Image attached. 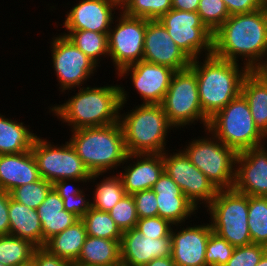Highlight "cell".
I'll use <instances>...</instances> for the list:
<instances>
[{
    "mask_svg": "<svg viewBox=\"0 0 267 266\" xmlns=\"http://www.w3.org/2000/svg\"><path fill=\"white\" fill-rule=\"evenodd\" d=\"M213 55L254 71L267 58V8L230 15L213 33Z\"/></svg>",
    "mask_w": 267,
    "mask_h": 266,
    "instance_id": "6da1fadb",
    "label": "cell"
},
{
    "mask_svg": "<svg viewBox=\"0 0 267 266\" xmlns=\"http://www.w3.org/2000/svg\"><path fill=\"white\" fill-rule=\"evenodd\" d=\"M120 85L80 87L75 95L63 104L49 109L54 116L67 123L72 130L102 127L119 122L123 107L127 104V93Z\"/></svg>",
    "mask_w": 267,
    "mask_h": 266,
    "instance_id": "7a4b0ae2",
    "label": "cell"
},
{
    "mask_svg": "<svg viewBox=\"0 0 267 266\" xmlns=\"http://www.w3.org/2000/svg\"><path fill=\"white\" fill-rule=\"evenodd\" d=\"M204 58L203 62L199 58L193 59L190 67L196 73L202 111L211 118L241 94L243 80L250 70L238 62L214 55Z\"/></svg>",
    "mask_w": 267,
    "mask_h": 266,
    "instance_id": "3957f363",
    "label": "cell"
},
{
    "mask_svg": "<svg viewBox=\"0 0 267 266\" xmlns=\"http://www.w3.org/2000/svg\"><path fill=\"white\" fill-rule=\"evenodd\" d=\"M71 132L69 143L91 174H105L124 166L128 153L120 122Z\"/></svg>",
    "mask_w": 267,
    "mask_h": 266,
    "instance_id": "277c9868",
    "label": "cell"
},
{
    "mask_svg": "<svg viewBox=\"0 0 267 266\" xmlns=\"http://www.w3.org/2000/svg\"><path fill=\"white\" fill-rule=\"evenodd\" d=\"M128 154H158L166 151L167 133L174 128L161 104H138L119 116Z\"/></svg>",
    "mask_w": 267,
    "mask_h": 266,
    "instance_id": "5b68a950",
    "label": "cell"
},
{
    "mask_svg": "<svg viewBox=\"0 0 267 266\" xmlns=\"http://www.w3.org/2000/svg\"><path fill=\"white\" fill-rule=\"evenodd\" d=\"M207 130L237 153L267 143L256 128L249 104L242 94L209 118Z\"/></svg>",
    "mask_w": 267,
    "mask_h": 266,
    "instance_id": "8992f818",
    "label": "cell"
},
{
    "mask_svg": "<svg viewBox=\"0 0 267 266\" xmlns=\"http://www.w3.org/2000/svg\"><path fill=\"white\" fill-rule=\"evenodd\" d=\"M207 135L191 139L186 148L181 149L194 164L218 189H231L235 182L237 152L223 144L210 131ZM211 136V137H210Z\"/></svg>",
    "mask_w": 267,
    "mask_h": 266,
    "instance_id": "52a82bcc",
    "label": "cell"
},
{
    "mask_svg": "<svg viewBox=\"0 0 267 266\" xmlns=\"http://www.w3.org/2000/svg\"><path fill=\"white\" fill-rule=\"evenodd\" d=\"M212 231L233 247L252 243L248 228V195L234 188L219 190L206 207Z\"/></svg>",
    "mask_w": 267,
    "mask_h": 266,
    "instance_id": "ba28073f",
    "label": "cell"
},
{
    "mask_svg": "<svg viewBox=\"0 0 267 266\" xmlns=\"http://www.w3.org/2000/svg\"><path fill=\"white\" fill-rule=\"evenodd\" d=\"M161 105L175 130L195 121L207 129L209 118L202 111L196 73L191 67L175 71Z\"/></svg>",
    "mask_w": 267,
    "mask_h": 266,
    "instance_id": "9c48e42d",
    "label": "cell"
},
{
    "mask_svg": "<svg viewBox=\"0 0 267 266\" xmlns=\"http://www.w3.org/2000/svg\"><path fill=\"white\" fill-rule=\"evenodd\" d=\"M37 136L31 152L36 160L40 177L51 184L62 179H79L95 182L104 174H91L69 141L61 146Z\"/></svg>",
    "mask_w": 267,
    "mask_h": 266,
    "instance_id": "30bf717a",
    "label": "cell"
},
{
    "mask_svg": "<svg viewBox=\"0 0 267 266\" xmlns=\"http://www.w3.org/2000/svg\"><path fill=\"white\" fill-rule=\"evenodd\" d=\"M114 19L108 33L109 57L116 74L123 68L143 60L147 19L129 16L123 11ZM117 23V24H116Z\"/></svg>",
    "mask_w": 267,
    "mask_h": 266,
    "instance_id": "8fae6325",
    "label": "cell"
},
{
    "mask_svg": "<svg viewBox=\"0 0 267 266\" xmlns=\"http://www.w3.org/2000/svg\"><path fill=\"white\" fill-rule=\"evenodd\" d=\"M159 21L191 60L213 55V33L202 23L197 12L171 9Z\"/></svg>",
    "mask_w": 267,
    "mask_h": 266,
    "instance_id": "7c38bea8",
    "label": "cell"
},
{
    "mask_svg": "<svg viewBox=\"0 0 267 266\" xmlns=\"http://www.w3.org/2000/svg\"><path fill=\"white\" fill-rule=\"evenodd\" d=\"M56 36L50 41L52 68L57 75L60 92L64 93L87 83L98 66L65 35Z\"/></svg>",
    "mask_w": 267,
    "mask_h": 266,
    "instance_id": "4fadbf2b",
    "label": "cell"
},
{
    "mask_svg": "<svg viewBox=\"0 0 267 266\" xmlns=\"http://www.w3.org/2000/svg\"><path fill=\"white\" fill-rule=\"evenodd\" d=\"M167 151L170 152L169 150L163 152L164 171L197 209H200L203 203L204 207H207L219 190L202 171L190 162L182 150H176L177 152L173 154Z\"/></svg>",
    "mask_w": 267,
    "mask_h": 266,
    "instance_id": "5bb4252c",
    "label": "cell"
},
{
    "mask_svg": "<svg viewBox=\"0 0 267 266\" xmlns=\"http://www.w3.org/2000/svg\"><path fill=\"white\" fill-rule=\"evenodd\" d=\"M175 70L165 65L139 61L123 68L117 75L129 76L142 104H161L170 86Z\"/></svg>",
    "mask_w": 267,
    "mask_h": 266,
    "instance_id": "9a60e30c",
    "label": "cell"
},
{
    "mask_svg": "<svg viewBox=\"0 0 267 266\" xmlns=\"http://www.w3.org/2000/svg\"><path fill=\"white\" fill-rule=\"evenodd\" d=\"M143 61L165 65L179 71L190 67L192 60L172 40L159 20L147 19Z\"/></svg>",
    "mask_w": 267,
    "mask_h": 266,
    "instance_id": "2e32d148",
    "label": "cell"
},
{
    "mask_svg": "<svg viewBox=\"0 0 267 266\" xmlns=\"http://www.w3.org/2000/svg\"><path fill=\"white\" fill-rule=\"evenodd\" d=\"M266 144L238 152L233 188L248 196L267 197Z\"/></svg>",
    "mask_w": 267,
    "mask_h": 266,
    "instance_id": "e0dca14e",
    "label": "cell"
},
{
    "mask_svg": "<svg viewBox=\"0 0 267 266\" xmlns=\"http://www.w3.org/2000/svg\"><path fill=\"white\" fill-rule=\"evenodd\" d=\"M176 224L171 230V258L176 266H208L205 261L208 239L212 231L209 223L182 228ZM180 228H178V227ZM179 229V231H178Z\"/></svg>",
    "mask_w": 267,
    "mask_h": 266,
    "instance_id": "ac0fdd59",
    "label": "cell"
},
{
    "mask_svg": "<svg viewBox=\"0 0 267 266\" xmlns=\"http://www.w3.org/2000/svg\"><path fill=\"white\" fill-rule=\"evenodd\" d=\"M115 10L121 7L113 0H80L66 14L63 28L108 34L114 25Z\"/></svg>",
    "mask_w": 267,
    "mask_h": 266,
    "instance_id": "d6986e66",
    "label": "cell"
},
{
    "mask_svg": "<svg viewBox=\"0 0 267 266\" xmlns=\"http://www.w3.org/2000/svg\"><path fill=\"white\" fill-rule=\"evenodd\" d=\"M120 250L122 266H143L155 258L171 257V234L152 239L132 228L123 232Z\"/></svg>",
    "mask_w": 267,
    "mask_h": 266,
    "instance_id": "ffe728a7",
    "label": "cell"
},
{
    "mask_svg": "<svg viewBox=\"0 0 267 266\" xmlns=\"http://www.w3.org/2000/svg\"><path fill=\"white\" fill-rule=\"evenodd\" d=\"M139 158V159H138ZM134 161L132 162L131 160ZM122 166V172L118 171L126 194L150 190L164 172L163 153L158 154H128L127 162ZM136 161V162H135ZM134 163V164H133Z\"/></svg>",
    "mask_w": 267,
    "mask_h": 266,
    "instance_id": "44dd1931",
    "label": "cell"
},
{
    "mask_svg": "<svg viewBox=\"0 0 267 266\" xmlns=\"http://www.w3.org/2000/svg\"><path fill=\"white\" fill-rule=\"evenodd\" d=\"M152 190L156 193L158 216L173 225L183 224L198 211L195 205L183 194L181 188L164 171ZM189 217V218H188Z\"/></svg>",
    "mask_w": 267,
    "mask_h": 266,
    "instance_id": "7402d4cb",
    "label": "cell"
},
{
    "mask_svg": "<svg viewBox=\"0 0 267 266\" xmlns=\"http://www.w3.org/2000/svg\"><path fill=\"white\" fill-rule=\"evenodd\" d=\"M36 160L31 150L0 155V189L11 192L13 189L40 179Z\"/></svg>",
    "mask_w": 267,
    "mask_h": 266,
    "instance_id": "603a6c76",
    "label": "cell"
},
{
    "mask_svg": "<svg viewBox=\"0 0 267 266\" xmlns=\"http://www.w3.org/2000/svg\"><path fill=\"white\" fill-rule=\"evenodd\" d=\"M36 210L42 227L43 246L48 239L79 220L76 215L65 210L63 200L54 188Z\"/></svg>",
    "mask_w": 267,
    "mask_h": 266,
    "instance_id": "cb8c5ba5",
    "label": "cell"
},
{
    "mask_svg": "<svg viewBox=\"0 0 267 266\" xmlns=\"http://www.w3.org/2000/svg\"><path fill=\"white\" fill-rule=\"evenodd\" d=\"M9 235L30 241L36 247H43V233L36 209L9 199Z\"/></svg>",
    "mask_w": 267,
    "mask_h": 266,
    "instance_id": "d4e9b609",
    "label": "cell"
},
{
    "mask_svg": "<svg viewBox=\"0 0 267 266\" xmlns=\"http://www.w3.org/2000/svg\"><path fill=\"white\" fill-rule=\"evenodd\" d=\"M120 242L105 238L87 236L78 260L81 266H122Z\"/></svg>",
    "mask_w": 267,
    "mask_h": 266,
    "instance_id": "484cf974",
    "label": "cell"
},
{
    "mask_svg": "<svg viewBox=\"0 0 267 266\" xmlns=\"http://www.w3.org/2000/svg\"><path fill=\"white\" fill-rule=\"evenodd\" d=\"M241 94L249 104L256 128L267 139V83L255 71H249Z\"/></svg>",
    "mask_w": 267,
    "mask_h": 266,
    "instance_id": "4316f807",
    "label": "cell"
},
{
    "mask_svg": "<svg viewBox=\"0 0 267 266\" xmlns=\"http://www.w3.org/2000/svg\"><path fill=\"white\" fill-rule=\"evenodd\" d=\"M87 236L85 225L79 219L61 233L48 239L43 247L50 253L75 263L78 260Z\"/></svg>",
    "mask_w": 267,
    "mask_h": 266,
    "instance_id": "83f0119b",
    "label": "cell"
},
{
    "mask_svg": "<svg viewBox=\"0 0 267 266\" xmlns=\"http://www.w3.org/2000/svg\"><path fill=\"white\" fill-rule=\"evenodd\" d=\"M7 118L0 113V155L23 153L31 150L37 135L29 125Z\"/></svg>",
    "mask_w": 267,
    "mask_h": 266,
    "instance_id": "f1b7e54d",
    "label": "cell"
},
{
    "mask_svg": "<svg viewBox=\"0 0 267 266\" xmlns=\"http://www.w3.org/2000/svg\"><path fill=\"white\" fill-rule=\"evenodd\" d=\"M62 34L71 40L98 67L100 66L98 64L101 62L102 55L107 58L109 57L108 34L106 33L90 30H67V33L64 32Z\"/></svg>",
    "mask_w": 267,
    "mask_h": 266,
    "instance_id": "f546056e",
    "label": "cell"
},
{
    "mask_svg": "<svg viewBox=\"0 0 267 266\" xmlns=\"http://www.w3.org/2000/svg\"><path fill=\"white\" fill-rule=\"evenodd\" d=\"M36 246L30 241L12 236H0V263L5 266H18L33 258Z\"/></svg>",
    "mask_w": 267,
    "mask_h": 266,
    "instance_id": "4dcf8cb0",
    "label": "cell"
},
{
    "mask_svg": "<svg viewBox=\"0 0 267 266\" xmlns=\"http://www.w3.org/2000/svg\"><path fill=\"white\" fill-rule=\"evenodd\" d=\"M95 187L91 207L99 211L109 212L126 194L118 175L103 178Z\"/></svg>",
    "mask_w": 267,
    "mask_h": 266,
    "instance_id": "1f68e13d",
    "label": "cell"
},
{
    "mask_svg": "<svg viewBox=\"0 0 267 266\" xmlns=\"http://www.w3.org/2000/svg\"><path fill=\"white\" fill-rule=\"evenodd\" d=\"M88 236L121 241L123 232L111 218L109 212L90 208L81 218Z\"/></svg>",
    "mask_w": 267,
    "mask_h": 266,
    "instance_id": "d6a6232c",
    "label": "cell"
},
{
    "mask_svg": "<svg viewBox=\"0 0 267 266\" xmlns=\"http://www.w3.org/2000/svg\"><path fill=\"white\" fill-rule=\"evenodd\" d=\"M247 223L252 243L267 247V197L248 196Z\"/></svg>",
    "mask_w": 267,
    "mask_h": 266,
    "instance_id": "836d02e7",
    "label": "cell"
},
{
    "mask_svg": "<svg viewBox=\"0 0 267 266\" xmlns=\"http://www.w3.org/2000/svg\"><path fill=\"white\" fill-rule=\"evenodd\" d=\"M172 9V0H127L121 11L129 16L159 20Z\"/></svg>",
    "mask_w": 267,
    "mask_h": 266,
    "instance_id": "e575fe53",
    "label": "cell"
},
{
    "mask_svg": "<svg viewBox=\"0 0 267 266\" xmlns=\"http://www.w3.org/2000/svg\"><path fill=\"white\" fill-rule=\"evenodd\" d=\"M53 184L40 178L38 181L21 185L10 192L11 198L18 203L37 209L45 200Z\"/></svg>",
    "mask_w": 267,
    "mask_h": 266,
    "instance_id": "d590c367",
    "label": "cell"
},
{
    "mask_svg": "<svg viewBox=\"0 0 267 266\" xmlns=\"http://www.w3.org/2000/svg\"><path fill=\"white\" fill-rule=\"evenodd\" d=\"M197 13L202 23L212 33L230 17L223 0H200Z\"/></svg>",
    "mask_w": 267,
    "mask_h": 266,
    "instance_id": "8d00e7d4",
    "label": "cell"
},
{
    "mask_svg": "<svg viewBox=\"0 0 267 266\" xmlns=\"http://www.w3.org/2000/svg\"><path fill=\"white\" fill-rule=\"evenodd\" d=\"M109 214L122 232L135 228L138 221V214L134 197L130 194H125L109 211Z\"/></svg>",
    "mask_w": 267,
    "mask_h": 266,
    "instance_id": "74e56055",
    "label": "cell"
},
{
    "mask_svg": "<svg viewBox=\"0 0 267 266\" xmlns=\"http://www.w3.org/2000/svg\"><path fill=\"white\" fill-rule=\"evenodd\" d=\"M235 247L215 232L210 234L205 253L208 266H224L231 258Z\"/></svg>",
    "mask_w": 267,
    "mask_h": 266,
    "instance_id": "f35d334b",
    "label": "cell"
},
{
    "mask_svg": "<svg viewBox=\"0 0 267 266\" xmlns=\"http://www.w3.org/2000/svg\"><path fill=\"white\" fill-rule=\"evenodd\" d=\"M266 251V246L255 243L235 247L231 258L224 266H256Z\"/></svg>",
    "mask_w": 267,
    "mask_h": 266,
    "instance_id": "ab89813d",
    "label": "cell"
},
{
    "mask_svg": "<svg viewBox=\"0 0 267 266\" xmlns=\"http://www.w3.org/2000/svg\"><path fill=\"white\" fill-rule=\"evenodd\" d=\"M172 227H175L167 219L159 216L149 218H138L136 229H138L144 236L158 239L167 237L171 234Z\"/></svg>",
    "mask_w": 267,
    "mask_h": 266,
    "instance_id": "60d3db41",
    "label": "cell"
},
{
    "mask_svg": "<svg viewBox=\"0 0 267 266\" xmlns=\"http://www.w3.org/2000/svg\"><path fill=\"white\" fill-rule=\"evenodd\" d=\"M138 218H149L158 216V204L156 193L150 190H143L132 195Z\"/></svg>",
    "mask_w": 267,
    "mask_h": 266,
    "instance_id": "b9f144b4",
    "label": "cell"
},
{
    "mask_svg": "<svg viewBox=\"0 0 267 266\" xmlns=\"http://www.w3.org/2000/svg\"><path fill=\"white\" fill-rule=\"evenodd\" d=\"M85 190L80 192L78 195H72L70 197H61L64 203L66 211L76 215L81 219L86 212L91 208V201L89 198H85Z\"/></svg>",
    "mask_w": 267,
    "mask_h": 266,
    "instance_id": "7bdbcfd3",
    "label": "cell"
},
{
    "mask_svg": "<svg viewBox=\"0 0 267 266\" xmlns=\"http://www.w3.org/2000/svg\"><path fill=\"white\" fill-rule=\"evenodd\" d=\"M229 15L250 13L265 8L263 0H223Z\"/></svg>",
    "mask_w": 267,
    "mask_h": 266,
    "instance_id": "ee69618b",
    "label": "cell"
},
{
    "mask_svg": "<svg viewBox=\"0 0 267 266\" xmlns=\"http://www.w3.org/2000/svg\"><path fill=\"white\" fill-rule=\"evenodd\" d=\"M32 259L36 266H74V263L50 253L44 247H36Z\"/></svg>",
    "mask_w": 267,
    "mask_h": 266,
    "instance_id": "f6af8a7d",
    "label": "cell"
},
{
    "mask_svg": "<svg viewBox=\"0 0 267 266\" xmlns=\"http://www.w3.org/2000/svg\"><path fill=\"white\" fill-rule=\"evenodd\" d=\"M9 192L0 189V236L9 235L10 220H9Z\"/></svg>",
    "mask_w": 267,
    "mask_h": 266,
    "instance_id": "bcb514c9",
    "label": "cell"
},
{
    "mask_svg": "<svg viewBox=\"0 0 267 266\" xmlns=\"http://www.w3.org/2000/svg\"><path fill=\"white\" fill-rule=\"evenodd\" d=\"M89 180H79V179H62L53 184V188L59 194L60 197H70L72 195H78L80 192L83 191L84 187L81 189L80 187L76 186L73 182H81L84 184L87 183ZM71 182V183H70ZM72 184V185H71Z\"/></svg>",
    "mask_w": 267,
    "mask_h": 266,
    "instance_id": "7dc6e473",
    "label": "cell"
},
{
    "mask_svg": "<svg viewBox=\"0 0 267 266\" xmlns=\"http://www.w3.org/2000/svg\"><path fill=\"white\" fill-rule=\"evenodd\" d=\"M200 0H172V9L197 12Z\"/></svg>",
    "mask_w": 267,
    "mask_h": 266,
    "instance_id": "c3c4849f",
    "label": "cell"
},
{
    "mask_svg": "<svg viewBox=\"0 0 267 266\" xmlns=\"http://www.w3.org/2000/svg\"><path fill=\"white\" fill-rule=\"evenodd\" d=\"M143 266H176L171 257L155 258Z\"/></svg>",
    "mask_w": 267,
    "mask_h": 266,
    "instance_id": "681fc988",
    "label": "cell"
},
{
    "mask_svg": "<svg viewBox=\"0 0 267 266\" xmlns=\"http://www.w3.org/2000/svg\"><path fill=\"white\" fill-rule=\"evenodd\" d=\"M254 71L267 83V62H262Z\"/></svg>",
    "mask_w": 267,
    "mask_h": 266,
    "instance_id": "f907efd6",
    "label": "cell"
},
{
    "mask_svg": "<svg viewBox=\"0 0 267 266\" xmlns=\"http://www.w3.org/2000/svg\"><path fill=\"white\" fill-rule=\"evenodd\" d=\"M256 266H267V251L264 253L260 262Z\"/></svg>",
    "mask_w": 267,
    "mask_h": 266,
    "instance_id": "816d5d0a",
    "label": "cell"
},
{
    "mask_svg": "<svg viewBox=\"0 0 267 266\" xmlns=\"http://www.w3.org/2000/svg\"><path fill=\"white\" fill-rule=\"evenodd\" d=\"M18 266H36V264H35L34 260L31 259L30 261L25 262L23 264H19Z\"/></svg>",
    "mask_w": 267,
    "mask_h": 266,
    "instance_id": "f5cc1de1",
    "label": "cell"
},
{
    "mask_svg": "<svg viewBox=\"0 0 267 266\" xmlns=\"http://www.w3.org/2000/svg\"><path fill=\"white\" fill-rule=\"evenodd\" d=\"M113 1L121 7L127 0H113Z\"/></svg>",
    "mask_w": 267,
    "mask_h": 266,
    "instance_id": "db71d44e",
    "label": "cell"
},
{
    "mask_svg": "<svg viewBox=\"0 0 267 266\" xmlns=\"http://www.w3.org/2000/svg\"><path fill=\"white\" fill-rule=\"evenodd\" d=\"M265 8H267V0H263Z\"/></svg>",
    "mask_w": 267,
    "mask_h": 266,
    "instance_id": "11a10c76",
    "label": "cell"
}]
</instances>
